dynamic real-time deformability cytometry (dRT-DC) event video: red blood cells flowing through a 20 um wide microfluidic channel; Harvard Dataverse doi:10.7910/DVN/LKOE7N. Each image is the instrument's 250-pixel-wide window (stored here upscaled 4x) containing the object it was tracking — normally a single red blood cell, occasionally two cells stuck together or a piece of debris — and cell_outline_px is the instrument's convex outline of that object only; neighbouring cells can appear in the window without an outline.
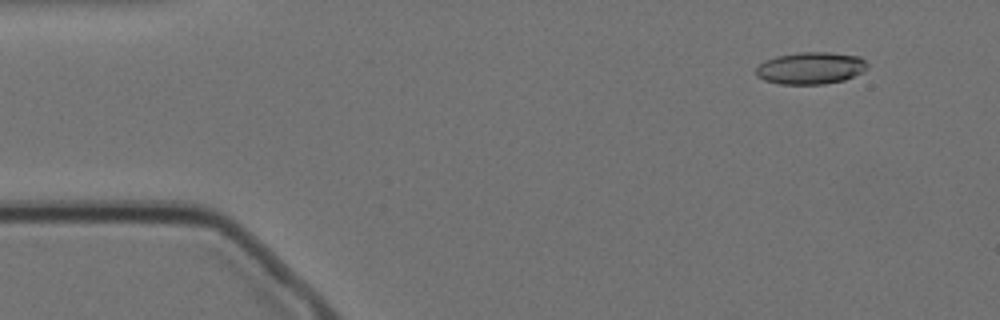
{"species": "Egyptian fruit bat (a non-hibernating species)", "species_latin": "Rousettus aegyptiacus", "temperature_condition": "cold", "stored_images_in_passage": 21, "camera_frame_rate_fps": 3000, "um_per_image_px": 0.085, "animal": {"sex": "female"}, "frame": {"image": 1, "passage_image": 1, "time_ms": 0.0, "image_size_px": [1000, 320], "cell_outline_px": [[868, 68], [864, 72], [844, 80], [824, 84], [780, 84], [764, 80], [756, 76], [756, 68], [764, 60], [776, 56], [800, 52], [832, 52], [860, 56], [868, 64]], "centroid_in_image_um": [68.93, 5.78], "position_along_channel_um": 16.1, "area_um2": 21.04}}
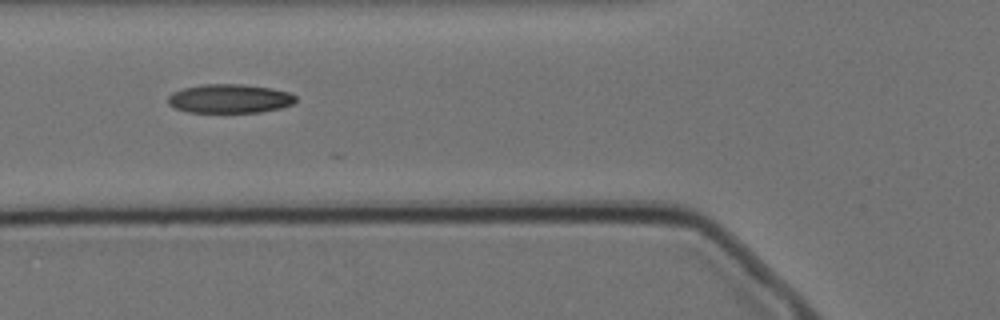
{"frame": {"image": 2, "passage_image": 16, "time_ms": 5.0, "image_size_px": [1000, 320], "cell_outline_px": [[296, 100], [292, 104], [280, 108], [260, 112], [188, 112], [176, 108], [168, 104], [168, 96], [172, 92], [184, 88], [204, 84], [244, 84], [272, 88], [288, 92], [296, 96]], "centroid_in_image_um": [19.52, 8.38], "position_along_channel_um": 106.3, "area_um2": 21.5}}
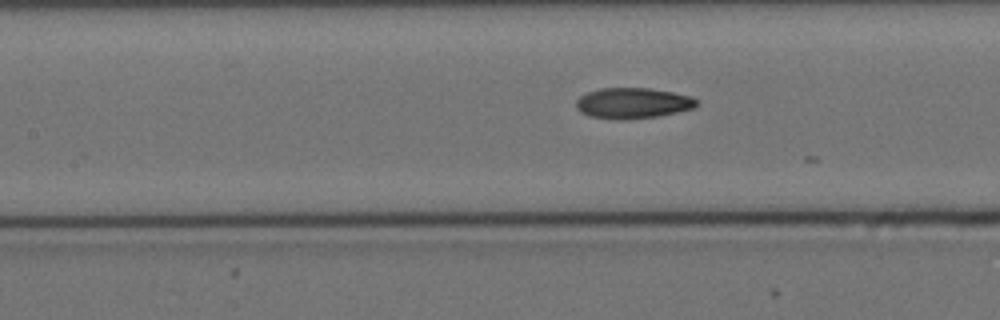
{"frame": {"image": 3, "passage_image": 20, "time_ms": 6.333, "image_size_px": [1000, 320], "cell_outline_px": [[696, 104], [692, 108], [676, 112], [656, 116], [624, 120], [620, 120], [592, 116], [580, 112], [576, 108], [576, 100], [580, 96], [588, 92], [600, 88], [648, 88], [672, 92], [692, 96], [696, 100]], "centroid_in_image_um": [53.75, 8.76], "position_along_channel_um": 153.7, "area_um2": 21.33}}